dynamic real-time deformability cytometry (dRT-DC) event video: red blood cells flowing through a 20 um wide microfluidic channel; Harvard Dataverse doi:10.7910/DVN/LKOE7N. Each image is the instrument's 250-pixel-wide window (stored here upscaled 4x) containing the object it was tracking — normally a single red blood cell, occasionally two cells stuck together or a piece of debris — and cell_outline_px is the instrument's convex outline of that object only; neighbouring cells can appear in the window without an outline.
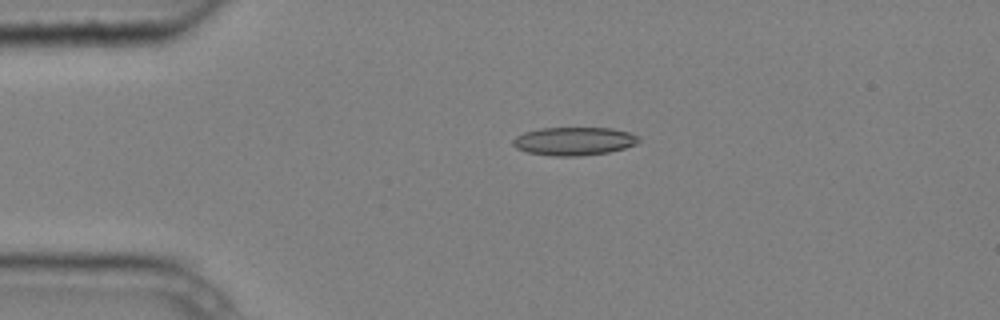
{"species": "common noctule bat (a hibernating species)", "species_latin": "Nyctalus noctula", "temperature_condition": "cold", "stored_images_in_passage": 3, "camera_frame_rate_fps": 3000, "um_per_image_px": 0.085, "animal": {"sex": "male", "body_mass_g": 20.4}, "frame": {"image": 1, "passage_image": 2, "time_ms": 0.333, "image_size_px": [1000, 320], "cell_outline_px": [[640, 140], [636, 144], [624, 148], [608, 152], [580, 156], [552, 156], [528, 152], [516, 148], [512, 144], [512, 140], [516, 136], [524, 132], [540, 128], [612, 128], [628, 132], [640, 136]], "centroid_in_image_um": [48.79, 12.0], "position_along_channel_um": 36.2, "area_um2": 20.75}}